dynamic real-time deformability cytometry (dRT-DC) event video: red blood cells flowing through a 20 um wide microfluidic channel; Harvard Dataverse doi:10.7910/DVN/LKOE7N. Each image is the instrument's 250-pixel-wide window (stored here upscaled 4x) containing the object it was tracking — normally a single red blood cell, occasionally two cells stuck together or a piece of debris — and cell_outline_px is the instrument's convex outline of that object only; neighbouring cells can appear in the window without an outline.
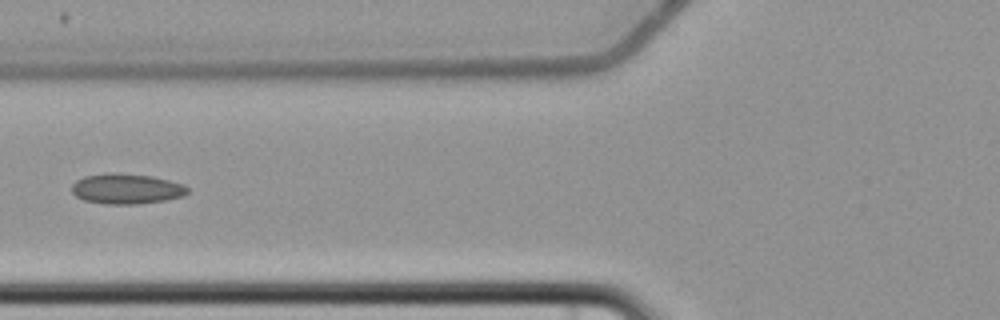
{"species": "common noctule bat (a hibernating species)", "species_latin": "Nyctalus noctula", "temperature_condition": "cold", "stored_images_in_passage": 2, "camera_frame_rate_fps": 3000, "um_per_image_px": 0.085, "animal": {"sex": "female", "body_mass_g": 22.7, "forearm_length_mm": 54.2}, "frame": {"image": 1, "passage_image": 2, "time_ms": 1.333, "image_size_px": [1000, 320], "cell_outline_px": [[188, 192], [184, 196], [164, 200], [136, 204], [104, 204], [84, 200], [76, 196], [72, 192], [72, 184], [76, 180], [84, 176], [108, 172], [116, 172], [152, 176], [184, 184], [188, 188]], "centroid_in_image_um": [10.73, 16.04], "position_along_channel_um": 115.1, "area_um2": 20.58}}